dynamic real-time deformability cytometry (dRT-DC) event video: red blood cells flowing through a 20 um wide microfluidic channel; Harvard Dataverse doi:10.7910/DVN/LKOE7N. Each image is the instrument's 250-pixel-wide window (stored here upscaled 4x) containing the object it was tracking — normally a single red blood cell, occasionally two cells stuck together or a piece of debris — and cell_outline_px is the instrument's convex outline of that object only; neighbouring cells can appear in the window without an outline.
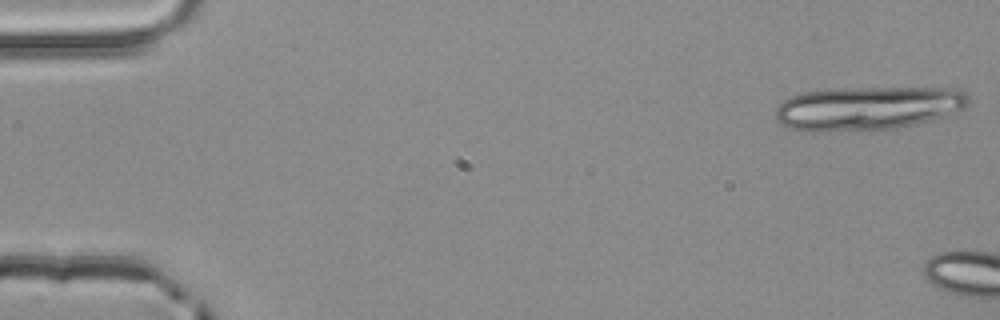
{"species": "common noctule bat (a hibernating species)", "species_latin": "Nyctalus noctula", "temperature_condition": "room temperature", "stored_images_in_passage": 5, "camera_frame_rate_fps": 3000, "um_per_image_px": 0.085, "animal": {"sex": "male", "body_mass_g": 20.4}, "frame": {"image": 1, "passage_image": 1, "time_ms": 0.0, "image_size_px": [1000, 320], "cell_outline_px": [[968, 100], [964, 108], [944, 116], [932, 120], [916, 124], [896, 128], [816, 132], [812, 132], [792, 128], [780, 124], [776, 120], [776, 108], [784, 100], [792, 96], [804, 92], [828, 88], [956, 88], [964, 92], [968, 96]], "centroid_in_image_um": [73.73, 9.19], "position_along_channel_um": 11.3, "area_um2": 49.19}}